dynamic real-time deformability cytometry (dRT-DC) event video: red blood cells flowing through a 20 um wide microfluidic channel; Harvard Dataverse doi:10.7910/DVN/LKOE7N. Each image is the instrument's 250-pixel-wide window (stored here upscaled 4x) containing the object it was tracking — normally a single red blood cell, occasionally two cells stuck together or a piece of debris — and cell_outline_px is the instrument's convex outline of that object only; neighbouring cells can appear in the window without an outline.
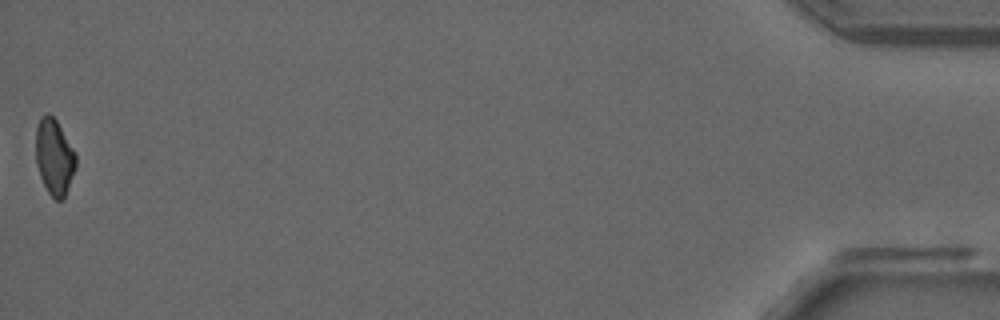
{"species": "common noctule bat (a hibernating species)", "species_latin": "Nyctalus noctula", "temperature_condition": "room temperature", "stored_images_in_passage": 37, "camera_frame_rate_fps": 3000, "um_per_image_px": 0.085, "animal": {"sex": "male", "forearm_length_mm": 52.5}, "frame": {"image": 1, "passage_image": 37, "time_ms": 12.0, "image_size_px": [1000, 320], "cell_outline_px": [[76, 168], [64, 196], [60, 200], [56, 200], [48, 192], [40, 176], [36, 164], [36, 128], [40, 116], [44, 112], [48, 112], [56, 120], [76, 152]], "centroid_in_image_um": [4.61, 13.29], "position_along_channel_um": 430.6, "area_um2": 17.74}, "authors_computed_cell_mechanics": {"area_um2": 18.8428, "velocity_mm_per_s": 3.8772, "shape_relaxation_time_tau1_ms": null, "shape_relaxation_time_tau2_ms": 3.0912, "deformation_change_tau1": null, "deformation_change_tau2": 0.1162}}